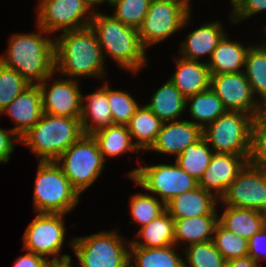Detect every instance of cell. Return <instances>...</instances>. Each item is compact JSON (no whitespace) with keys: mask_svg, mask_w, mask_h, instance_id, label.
<instances>
[{"mask_svg":"<svg viewBox=\"0 0 266 267\" xmlns=\"http://www.w3.org/2000/svg\"><path fill=\"white\" fill-rule=\"evenodd\" d=\"M104 56L98 38L88 26L65 31L55 40V70L72 77H103ZM58 67V68H57Z\"/></svg>","mask_w":266,"mask_h":267,"instance_id":"1","label":"cell"},{"mask_svg":"<svg viewBox=\"0 0 266 267\" xmlns=\"http://www.w3.org/2000/svg\"><path fill=\"white\" fill-rule=\"evenodd\" d=\"M15 34L9 41L6 57L0 62L16 70L30 84H39L55 70V40L42 36L47 32ZM35 81V82H34Z\"/></svg>","mask_w":266,"mask_h":267,"instance_id":"2","label":"cell"},{"mask_svg":"<svg viewBox=\"0 0 266 267\" xmlns=\"http://www.w3.org/2000/svg\"><path fill=\"white\" fill-rule=\"evenodd\" d=\"M90 27L98 38L104 57L107 53L120 67L132 72H138L145 66L146 48L141 43L137 29L96 11Z\"/></svg>","mask_w":266,"mask_h":267,"instance_id":"3","label":"cell"},{"mask_svg":"<svg viewBox=\"0 0 266 267\" xmlns=\"http://www.w3.org/2000/svg\"><path fill=\"white\" fill-rule=\"evenodd\" d=\"M85 133L80 118L42 114L40 120L20 138V142L40 157L39 161H55Z\"/></svg>","mask_w":266,"mask_h":267,"instance_id":"4","label":"cell"},{"mask_svg":"<svg viewBox=\"0 0 266 267\" xmlns=\"http://www.w3.org/2000/svg\"><path fill=\"white\" fill-rule=\"evenodd\" d=\"M80 194L55 161H40L33 192L37 213L66 214L78 204Z\"/></svg>","mask_w":266,"mask_h":267,"instance_id":"5","label":"cell"},{"mask_svg":"<svg viewBox=\"0 0 266 267\" xmlns=\"http://www.w3.org/2000/svg\"><path fill=\"white\" fill-rule=\"evenodd\" d=\"M254 117L240 111H226L203 129V137L215 153L251 156Z\"/></svg>","mask_w":266,"mask_h":267,"instance_id":"6","label":"cell"},{"mask_svg":"<svg viewBox=\"0 0 266 267\" xmlns=\"http://www.w3.org/2000/svg\"><path fill=\"white\" fill-rule=\"evenodd\" d=\"M104 162L105 159L96 140L92 135L87 134H84L55 160L79 194L100 176Z\"/></svg>","mask_w":266,"mask_h":267,"instance_id":"7","label":"cell"},{"mask_svg":"<svg viewBox=\"0 0 266 267\" xmlns=\"http://www.w3.org/2000/svg\"><path fill=\"white\" fill-rule=\"evenodd\" d=\"M71 242L80 267H126L130 263V242L125 246L116 231L77 237Z\"/></svg>","mask_w":266,"mask_h":267,"instance_id":"8","label":"cell"},{"mask_svg":"<svg viewBox=\"0 0 266 267\" xmlns=\"http://www.w3.org/2000/svg\"><path fill=\"white\" fill-rule=\"evenodd\" d=\"M190 0L151 1L141 27L138 29L146 48L170 37L185 27L190 16Z\"/></svg>","mask_w":266,"mask_h":267,"instance_id":"9","label":"cell"},{"mask_svg":"<svg viewBox=\"0 0 266 267\" xmlns=\"http://www.w3.org/2000/svg\"><path fill=\"white\" fill-rule=\"evenodd\" d=\"M128 177L154 195L158 194L164 204L198 187V180L187 174L176 162L174 165L141 166L129 172Z\"/></svg>","mask_w":266,"mask_h":267,"instance_id":"10","label":"cell"},{"mask_svg":"<svg viewBox=\"0 0 266 267\" xmlns=\"http://www.w3.org/2000/svg\"><path fill=\"white\" fill-rule=\"evenodd\" d=\"M225 206L266 212V170L248 161L219 199Z\"/></svg>","mask_w":266,"mask_h":267,"instance_id":"11","label":"cell"},{"mask_svg":"<svg viewBox=\"0 0 266 267\" xmlns=\"http://www.w3.org/2000/svg\"><path fill=\"white\" fill-rule=\"evenodd\" d=\"M38 5V27L48 33L88 27L94 13L83 0H39Z\"/></svg>","mask_w":266,"mask_h":267,"instance_id":"12","label":"cell"},{"mask_svg":"<svg viewBox=\"0 0 266 267\" xmlns=\"http://www.w3.org/2000/svg\"><path fill=\"white\" fill-rule=\"evenodd\" d=\"M64 214L38 213L27 227L23 241L24 249L40 256L58 258L64 243Z\"/></svg>","mask_w":266,"mask_h":267,"instance_id":"13","label":"cell"},{"mask_svg":"<svg viewBox=\"0 0 266 267\" xmlns=\"http://www.w3.org/2000/svg\"><path fill=\"white\" fill-rule=\"evenodd\" d=\"M210 88L222 101L227 111H240L252 115L259 112V102L253 97L244 72L211 75Z\"/></svg>","mask_w":266,"mask_h":267,"instance_id":"14","label":"cell"},{"mask_svg":"<svg viewBox=\"0 0 266 267\" xmlns=\"http://www.w3.org/2000/svg\"><path fill=\"white\" fill-rule=\"evenodd\" d=\"M52 76L54 74L46 77L38 84L41 91L43 112L53 116L80 118L83 94L77 82L72 78H65L53 81L49 86L47 80Z\"/></svg>","mask_w":266,"mask_h":267,"instance_id":"15","label":"cell"},{"mask_svg":"<svg viewBox=\"0 0 266 267\" xmlns=\"http://www.w3.org/2000/svg\"><path fill=\"white\" fill-rule=\"evenodd\" d=\"M249 160L250 156L214 153L198 186L220 199Z\"/></svg>","mask_w":266,"mask_h":267,"instance_id":"16","label":"cell"},{"mask_svg":"<svg viewBox=\"0 0 266 267\" xmlns=\"http://www.w3.org/2000/svg\"><path fill=\"white\" fill-rule=\"evenodd\" d=\"M7 113L17 124L12 130L21 138L41 118L43 114L41 91L38 84L26 87L0 114Z\"/></svg>","mask_w":266,"mask_h":267,"instance_id":"17","label":"cell"},{"mask_svg":"<svg viewBox=\"0 0 266 267\" xmlns=\"http://www.w3.org/2000/svg\"><path fill=\"white\" fill-rule=\"evenodd\" d=\"M193 122L187 120L164 122L150 150L177 157L184 149L203 137V129Z\"/></svg>","mask_w":266,"mask_h":267,"instance_id":"18","label":"cell"},{"mask_svg":"<svg viewBox=\"0 0 266 267\" xmlns=\"http://www.w3.org/2000/svg\"><path fill=\"white\" fill-rule=\"evenodd\" d=\"M216 198L214 194L198 186L172 198L165 204V207L173 219L217 215L215 208L219 200Z\"/></svg>","mask_w":266,"mask_h":267,"instance_id":"19","label":"cell"},{"mask_svg":"<svg viewBox=\"0 0 266 267\" xmlns=\"http://www.w3.org/2000/svg\"><path fill=\"white\" fill-rule=\"evenodd\" d=\"M175 62L176 71L169 80L185 98L210 89L211 74L207 63L182 57Z\"/></svg>","mask_w":266,"mask_h":267,"instance_id":"20","label":"cell"},{"mask_svg":"<svg viewBox=\"0 0 266 267\" xmlns=\"http://www.w3.org/2000/svg\"><path fill=\"white\" fill-rule=\"evenodd\" d=\"M101 87L87 96L82 95L80 120L83 132L87 135L113 124L112 111L108 103V83Z\"/></svg>","mask_w":266,"mask_h":267,"instance_id":"21","label":"cell"},{"mask_svg":"<svg viewBox=\"0 0 266 267\" xmlns=\"http://www.w3.org/2000/svg\"><path fill=\"white\" fill-rule=\"evenodd\" d=\"M223 31L219 21L202 25L188 34L186 40L181 43L179 54L182 58L193 61H199L204 55H210L211 58L219 41L226 34Z\"/></svg>","mask_w":266,"mask_h":267,"instance_id":"22","label":"cell"},{"mask_svg":"<svg viewBox=\"0 0 266 267\" xmlns=\"http://www.w3.org/2000/svg\"><path fill=\"white\" fill-rule=\"evenodd\" d=\"M226 37L225 34L206 62L211 75L243 72L240 68L244 67L249 47H244L241 43L228 40Z\"/></svg>","mask_w":266,"mask_h":267,"instance_id":"23","label":"cell"},{"mask_svg":"<svg viewBox=\"0 0 266 267\" xmlns=\"http://www.w3.org/2000/svg\"><path fill=\"white\" fill-rule=\"evenodd\" d=\"M218 215H203L185 219H174L175 245L185 241L187 246L193 243L213 240Z\"/></svg>","mask_w":266,"mask_h":267,"instance_id":"24","label":"cell"},{"mask_svg":"<svg viewBox=\"0 0 266 267\" xmlns=\"http://www.w3.org/2000/svg\"><path fill=\"white\" fill-rule=\"evenodd\" d=\"M146 106L163 122H171L178 121L187 104L186 98L168 80L154 92L150 103Z\"/></svg>","mask_w":266,"mask_h":267,"instance_id":"25","label":"cell"},{"mask_svg":"<svg viewBox=\"0 0 266 267\" xmlns=\"http://www.w3.org/2000/svg\"><path fill=\"white\" fill-rule=\"evenodd\" d=\"M219 222L228 230L249 240L265 226V213L226 206Z\"/></svg>","mask_w":266,"mask_h":267,"instance_id":"26","label":"cell"},{"mask_svg":"<svg viewBox=\"0 0 266 267\" xmlns=\"http://www.w3.org/2000/svg\"><path fill=\"white\" fill-rule=\"evenodd\" d=\"M163 121L160 120L146 105L139 106L134 115L126 124L138 150L148 151L154 145Z\"/></svg>","mask_w":266,"mask_h":267,"instance_id":"27","label":"cell"},{"mask_svg":"<svg viewBox=\"0 0 266 267\" xmlns=\"http://www.w3.org/2000/svg\"><path fill=\"white\" fill-rule=\"evenodd\" d=\"M137 236L144 241H130V247L163 248L175 245L174 219L165 210L157 218L142 226Z\"/></svg>","mask_w":266,"mask_h":267,"instance_id":"28","label":"cell"},{"mask_svg":"<svg viewBox=\"0 0 266 267\" xmlns=\"http://www.w3.org/2000/svg\"><path fill=\"white\" fill-rule=\"evenodd\" d=\"M91 135L96 140L104 159L107 155L114 157L128 151H136L139 154V150L134 141L132 142L131 134L124 124H111Z\"/></svg>","mask_w":266,"mask_h":267,"instance_id":"29","label":"cell"},{"mask_svg":"<svg viewBox=\"0 0 266 267\" xmlns=\"http://www.w3.org/2000/svg\"><path fill=\"white\" fill-rule=\"evenodd\" d=\"M188 103H191L189 113L193 119L198 121L193 123L202 129L227 111L211 88L186 98V104Z\"/></svg>","mask_w":266,"mask_h":267,"instance_id":"30","label":"cell"},{"mask_svg":"<svg viewBox=\"0 0 266 267\" xmlns=\"http://www.w3.org/2000/svg\"><path fill=\"white\" fill-rule=\"evenodd\" d=\"M176 245L163 248L130 247V262L133 267H184V260L174 250Z\"/></svg>","mask_w":266,"mask_h":267,"instance_id":"31","label":"cell"},{"mask_svg":"<svg viewBox=\"0 0 266 267\" xmlns=\"http://www.w3.org/2000/svg\"><path fill=\"white\" fill-rule=\"evenodd\" d=\"M244 67L243 72L250 83L253 95L258 94L262 100L266 97V42L259 46L249 45Z\"/></svg>","mask_w":266,"mask_h":267,"instance_id":"32","label":"cell"},{"mask_svg":"<svg viewBox=\"0 0 266 267\" xmlns=\"http://www.w3.org/2000/svg\"><path fill=\"white\" fill-rule=\"evenodd\" d=\"M208 142L202 137L198 142L188 146L176 157V163L190 176L200 180L210 164L214 154Z\"/></svg>","mask_w":266,"mask_h":267,"instance_id":"33","label":"cell"},{"mask_svg":"<svg viewBox=\"0 0 266 267\" xmlns=\"http://www.w3.org/2000/svg\"><path fill=\"white\" fill-rule=\"evenodd\" d=\"M213 242L226 261L248 256V240L226 229L220 222L215 228Z\"/></svg>","mask_w":266,"mask_h":267,"instance_id":"34","label":"cell"},{"mask_svg":"<svg viewBox=\"0 0 266 267\" xmlns=\"http://www.w3.org/2000/svg\"><path fill=\"white\" fill-rule=\"evenodd\" d=\"M184 267H225L226 260L211 241L193 243L186 248Z\"/></svg>","mask_w":266,"mask_h":267,"instance_id":"35","label":"cell"},{"mask_svg":"<svg viewBox=\"0 0 266 267\" xmlns=\"http://www.w3.org/2000/svg\"><path fill=\"white\" fill-rule=\"evenodd\" d=\"M151 0H115L110 5L115 6V19L126 26L139 29L149 9Z\"/></svg>","mask_w":266,"mask_h":267,"instance_id":"36","label":"cell"},{"mask_svg":"<svg viewBox=\"0 0 266 267\" xmlns=\"http://www.w3.org/2000/svg\"><path fill=\"white\" fill-rule=\"evenodd\" d=\"M152 195L138 193L130 200L131 216L142 226L161 215L165 210V204Z\"/></svg>","mask_w":266,"mask_h":267,"instance_id":"37","label":"cell"},{"mask_svg":"<svg viewBox=\"0 0 266 267\" xmlns=\"http://www.w3.org/2000/svg\"><path fill=\"white\" fill-rule=\"evenodd\" d=\"M29 85L16 70L0 62V113Z\"/></svg>","mask_w":266,"mask_h":267,"instance_id":"38","label":"cell"},{"mask_svg":"<svg viewBox=\"0 0 266 267\" xmlns=\"http://www.w3.org/2000/svg\"><path fill=\"white\" fill-rule=\"evenodd\" d=\"M108 103L112 111L113 124L126 125L140 106L129 93L111 90L109 84Z\"/></svg>","mask_w":266,"mask_h":267,"instance_id":"39","label":"cell"},{"mask_svg":"<svg viewBox=\"0 0 266 267\" xmlns=\"http://www.w3.org/2000/svg\"><path fill=\"white\" fill-rule=\"evenodd\" d=\"M266 170V120L256 116L252 124V151L249 160Z\"/></svg>","mask_w":266,"mask_h":267,"instance_id":"40","label":"cell"},{"mask_svg":"<svg viewBox=\"0 0 266 267\" xmlns=\"http://www.w3.org/2000/svg\"><path fill=\"white\" fill-rule=\"evenodd\" d=\"M266 10V0H238L233 6L231 20L237 23L245 18Z\"/></svg>","mask_w":266,"mask_h":267,"instance_id":"41","label":"cell"},{"mask_svg":"<svg viewBox=\"0 0 266 267\" xmlns=\"http://www.w3.org/2000/svg\"><path fill=\"white\" fill-rule=\"evenodd\" d=\"M248 256L256 262L266 259V226L248 240ZM264 255V256H263Z\"/></svg>","mask_w":266,"mask_h":267,"instance_id":"42","label":"cell"},{"mask_svg":"<svg viewBox=\"0 0 266 267\" xmlns=\"http://www.w3.org/2000/svg\"><path fill=\"white\" fill-rule=\"evenodd\" d=\"M14 141L20 142V138L12 129L7 131L0 128V163L9 161L10 155L15 148Z\"/></svg>","mask_w":266,"mask_h":267,"instance_id":"43","label":"cell"},{"mask_svg":"<svg viewBox=\"0 0 266 267\" xmlns=\"http://www.w3.org/2000/svg\"><path fill=\"white\" fill-rule=\"evenodd\" d=\"M45 261V257L28 251L16 260L13 267H44Z\"/></svg>","mask_w":266,"mask_h":267,"instance_id":"44","label":"cell"},{"mask_svg":"<svg viewBox=\"0 0 266 267\" xmlns=\"http://www.w3.org/2000/svg\"><path fill=\"white\" fill-rule=\"evenodd\" d=\"M258 264L259 263L250 256H245L226 261L225 267H260Z\"/></svg>","mask_w":266,"mask_h":267,"instance_id":"45","label":"cell"},{"mask_svg":"<svg viewBox=\"0 0 266 267\" xmlns=\"http://www.w3.org/2000/svg\"><path fill=\"white\" fill-rule=\"evenodd\" d=\"M46 259L44 267H72L71 266V257L67 254L62 255L58 258Z\"/></svg>","mask_w":266,"mask_h":267,"instance_id":"46","label":"cell"},{"mask_svg":"<svg viewBox=\"0 0 266 267\" xmlns=\"http://www.w3.org/2000/svg\"><path fill=\"white\" fill-rule=\"evenodd\" d=\"M259 103V112H258V117L261 119H265L266 120V97H264L261 102L260 100H258Z\"/></svg>","mask_w":266,"mask_h":267,"instance_id":"47","label":"cell"},{"mask_svg":"<svg viewBox=\"0 0 266 267\" xmlns=\"http://www.w3.org/2000/svg\"><path fill=\"white\" fill-rule=\"evenodd\" d=\"M84 3L88 6V8L91 10L94 4H101L104 2H107L106 0H83Z\"/></svg>","mask_w":266,"mask_h":267,"instance_id":"48","label":"cell"},{"mask_svg":"<svg viewBox=\"0 0 266 267\" xmlns=\"http://www.w3.org/2000/svg\"><path fill=\"white\" fill-rule=\"evenodd\" d=\"M237 1H238V0H230V2H232V3H231L232 6H234V5L236 4Z\"/></svg>","mask_w":266,"mask_h":267,"instance_id":"49","label":"cell"},{"mask_svg":"<svg viewBox=\"0 0 266 267\" xmlns=\"http://www.w3.org/2000/svg\"><path fill=\"white\" fill-rule=\"evenodd\" d=\"M109 4H111L112 2H114L115 0H106Z\"/></svg>","mask_w":266,"mask_h":267,"instance_id":"50","label":"cell"},{"mask_svg":"<svg viewBox=\"0 0 266 267\" xmlns=\"http://www.w3.org/2000/svg\"><path fill=\"white\" fill-rule=\"evenodd\" d=\"M126 267H133V266L131 265V262H130Z\"/></svg>","mask_w":266,"mask_h":267,"instance_id":"51","label":"cell"},{"mask_svg":"<svg viewBox=\"0 0 266 267\" xmlns=\"http://www.w3.org/2000/svg\"><path fill=\"white\" fill-rule=\"evenodd\" d=\"M151 1H168V0H151Z\"/></svg>","mask_w":266,"mask_h":267,"instance_id":"52","label":"cell"}]
</instances>
